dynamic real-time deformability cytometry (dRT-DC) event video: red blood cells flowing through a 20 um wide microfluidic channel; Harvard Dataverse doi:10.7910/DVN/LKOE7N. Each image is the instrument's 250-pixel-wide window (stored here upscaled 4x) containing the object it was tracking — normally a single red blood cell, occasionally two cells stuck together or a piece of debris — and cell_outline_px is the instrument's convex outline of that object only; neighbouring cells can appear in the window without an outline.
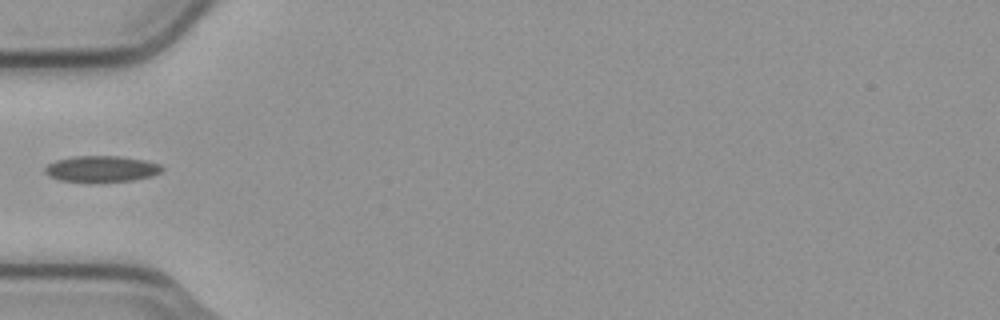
{"species": "common noctule bat (a hibernating species)", "species_latin": "Nyctalus noctula", "temperature_condition": "cold", "stored_images_in_passage": 5, "camera_frame_rate_fps": 3000, "um_per_image_px": 0.085, "animal": {"sex": "male", "body_mass_g": 23.1, "forearm_length_mm": 52.7}, "frame": {"image": 1, "passage_image": 5, "time_ms": 1.333, "image_size_px": [1000, 320], "cell_outline_px": [[164, 168], [160, 172], [152, 176], [132, 180], [60, 180], [48, 176], [44, 172], [44, 168], [48, 164], [56, 160], [76, 156], [120, 156], [144, 160], [160, 164]], "centroid_in_image_um": [8.63, 14.32], "position_along_channel_um": 76.4, "area_um2": 17.28}}